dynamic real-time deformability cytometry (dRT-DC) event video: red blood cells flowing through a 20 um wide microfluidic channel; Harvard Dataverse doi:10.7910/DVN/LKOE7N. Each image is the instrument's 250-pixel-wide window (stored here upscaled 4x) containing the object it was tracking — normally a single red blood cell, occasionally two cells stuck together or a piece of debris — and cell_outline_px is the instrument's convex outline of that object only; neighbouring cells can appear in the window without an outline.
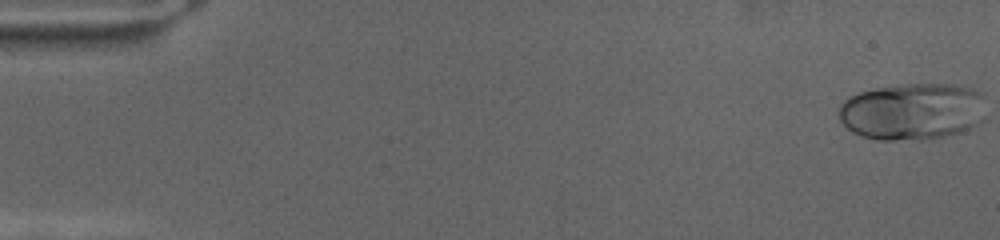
{"species": "human", "species_latin": "Homo sapiens", "temperature_condition": "cold", "stored_images_in_passage": 71, "camera_frame_rate_fps": 3000, "um_per_image_px": 0.085, "donor": {"sex": "female"}, "frame": {"image": 1, "passage_image": 1, "time_ms": 0.0, "image_size_px": [1000, 240], "cell_outline_px": [[984, 120], [972, 128], [960, 132], [944, 136], [924, 140], [876, 140], [860, 136], [852, 132], [840, 120], [836, 112], [840, 104], [848, 96], [860, 92], [876, 88], [904, 84], [960, 84], [972, 88], [980, 92], [984, 96]], "centroid_in_image_um": [77.56, 9.48], "position_along_channel_um": 7.4, "area_um2": 49.77}}
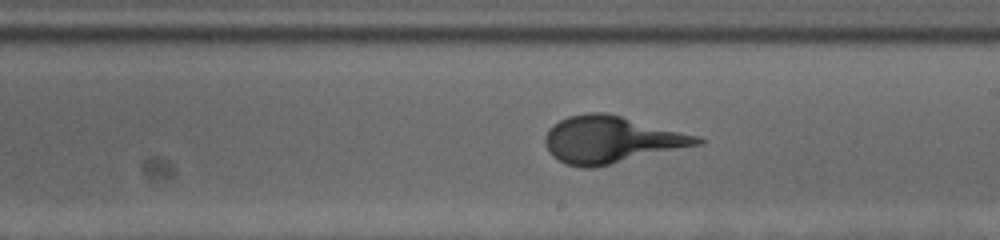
{"frame": {"image": 2, "passage_image": 41, "time_ms": 13.333, "image_size_px": [1000, 240], "cell_outline_px": [[704, 144], [596, 168], [580, 168], [564, 164], [552, 156], [548, 152], [544, 144], [544, 136], [548, 128], [552, 124], [568, 116], [588, 112], [604, 112], [700, 136], [704, 140]], "centroid_in_image_um": [51.93, 11.89], "position_along_channel_um": 237.1, "area_um2": 42.19}}
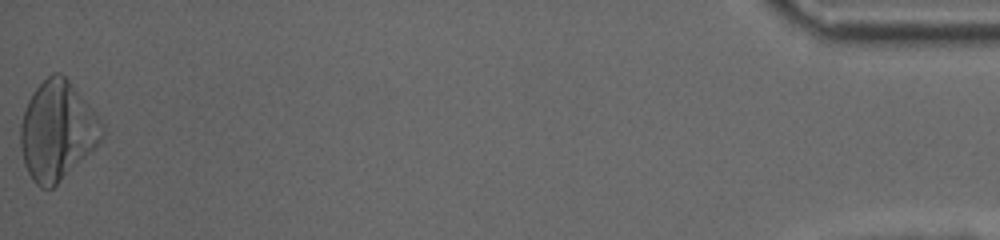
{"frame": {"image": 3, "passage_image": 71, "time_ms": 23.333, "image_size_px": [1000, 240], "cell_outline_px": [[104, 136], [52, 188], [40, 188], [32, 180], [24, 164], [20, 148], [20, 124], [24, 108], [32, 92], [52, 72], [60, 72], [68, 80], [96, 112], [104, 124]], "centroid_in_image_um": [4.83, 11.08], "position_along_channel_um": 430.4, "area_um2": 46.47}}